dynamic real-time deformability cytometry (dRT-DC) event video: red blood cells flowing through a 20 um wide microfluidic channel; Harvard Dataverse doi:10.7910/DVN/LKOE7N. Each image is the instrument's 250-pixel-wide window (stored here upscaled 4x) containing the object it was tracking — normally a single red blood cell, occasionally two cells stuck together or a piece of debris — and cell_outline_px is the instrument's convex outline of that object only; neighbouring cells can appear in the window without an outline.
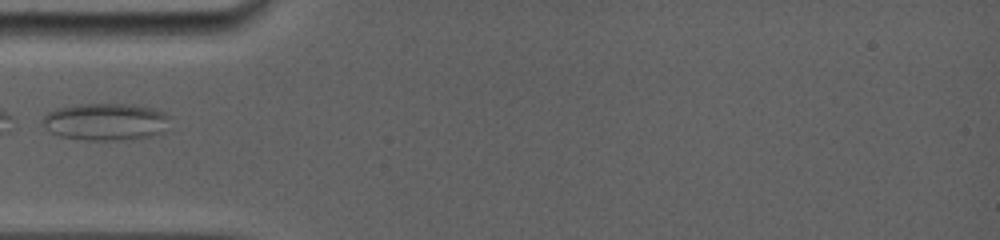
{"species": "common noctule bat (a hibernating species)", "species_latin": "Nyctalus noctula", "temperature_condition": "room temperature", "stored_images_in_passage": 4, "camera_frame_rate_fps": 5000, "um_per_image_px": 0.085, "animal": {"sex": "female", "body_mass_g": 19.0, "forearm_length_mm": 56.7}, "frame": {"image": 1, "passage_image": 1, "time_ms": 0.0, "image_size_px": [1000, 240], "cell_outline_px": [[168, 116], [164, 132], [148, 136], [112, 140], [84, 140], [60, 136], [48, 132], [40, 124], [44, 116], [48, 112], [56, 108], [76, 104], [132, 104], [152, 108], [164, 112]], "centroid_in_image_um": [8.89, 10.34], "position_along_channel_um": 76.1, "area_um2": 27.57}}